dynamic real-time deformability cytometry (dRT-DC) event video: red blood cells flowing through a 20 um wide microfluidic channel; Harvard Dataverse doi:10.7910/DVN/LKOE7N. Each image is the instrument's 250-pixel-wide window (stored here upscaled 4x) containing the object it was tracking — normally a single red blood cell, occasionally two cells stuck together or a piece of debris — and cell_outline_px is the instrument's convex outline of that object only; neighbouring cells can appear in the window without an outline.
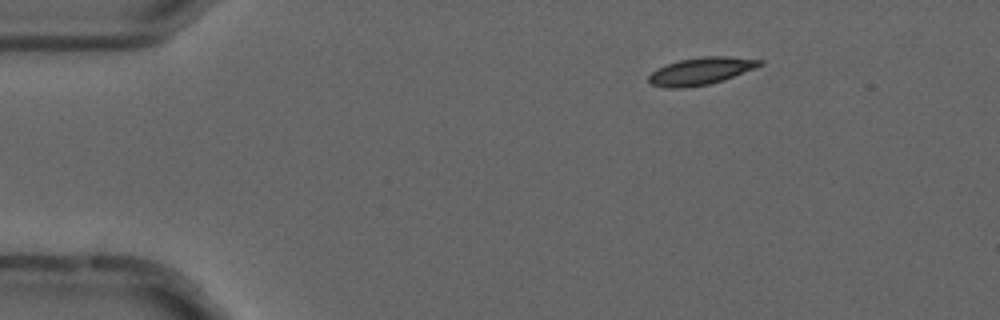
{"species": "common noctule bat (a hibernating species)", "species_latin": "Nyctalus noctula", "temperature_condition": "cold", "stored_images_in_passage": 6, "camera_frame_rate_fps": 3000, "um_per_image_px": 0.085, "animal": {"sex": "male", "forearm_length_mm": 52.5}, "frame": {"image": 1, "passage_image": 3, "time_ms": 0.667, "image_size_px": [1000, 320], "cell_outline_px": [[764, 64], [756, 68], [724, 80], [708, 84], [684, 88], [664, 88], [652, 84], [648, 80], [648, 76], [656, 68], [680, 60], [700, 56], [728, 56], [764, 60]], "centroid_in_image_um": [59.6, 6.04], "position_along_channel_um": 25.4, "area_um2": 17.8}}